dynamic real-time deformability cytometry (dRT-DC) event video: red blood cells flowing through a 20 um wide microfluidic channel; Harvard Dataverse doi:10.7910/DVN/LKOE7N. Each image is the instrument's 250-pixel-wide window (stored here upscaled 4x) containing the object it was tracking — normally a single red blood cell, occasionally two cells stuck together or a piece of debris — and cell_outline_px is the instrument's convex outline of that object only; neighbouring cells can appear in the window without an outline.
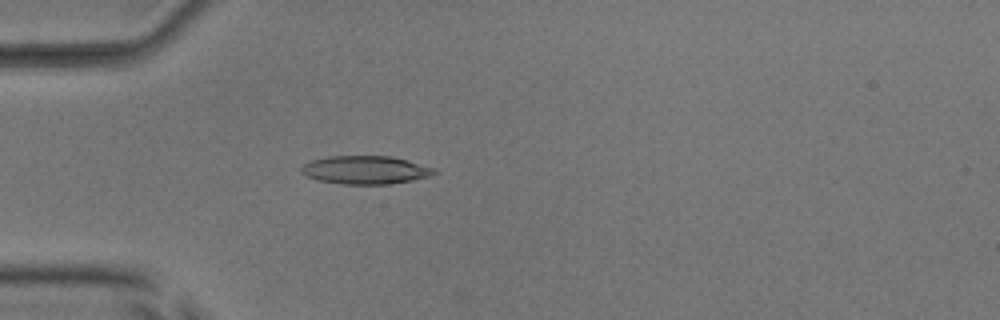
{"species": "common noctule bat (a hibernating species)", "species_latin": "Nyctalus noctula", "temperature_condition": "room temperature", "stored_images_in_passage": 17, "camera_frame_rate_fps": 3000, "um_per_image_px": 0.085, "animal": {"sex": "male", "body_mass_g": 17.9, "forearm_length_mm": 54.2}, "frame": {"image": 1, "passage_image": 16, "time_ms": 5.0, "image_size_px": [1000, 320], "cell_outline_px": [[436, 172], [432, 176], [392, 184], [344, 184], [316, 180], [300, 172], [300, 168], [304, 164], [312, 160], [328, 156], [388, 156], [404, 160], [432, 168]], "centroid_in_image_um": [31.0, 14.45], "position_along_channel_um": 54.0, "area_um2": 21.62}}